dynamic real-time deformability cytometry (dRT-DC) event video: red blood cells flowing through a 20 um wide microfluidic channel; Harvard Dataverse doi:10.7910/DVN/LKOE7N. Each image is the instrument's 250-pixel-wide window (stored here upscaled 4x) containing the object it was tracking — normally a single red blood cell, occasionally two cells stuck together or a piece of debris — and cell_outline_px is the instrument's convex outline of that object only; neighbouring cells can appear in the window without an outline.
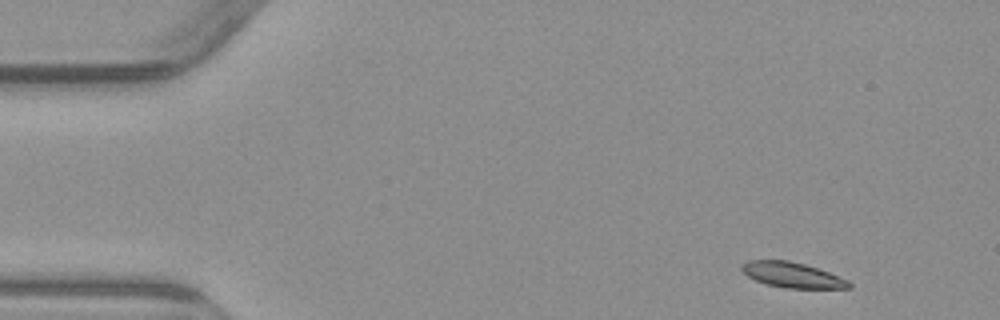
{"species": "common noctule bat (a hibernating species)", "species_latin": "Nyctalus noctula", "temperature_condition": "warm", "stored_images_in_passage": 5, "camera_frame_rate_fps": 3000, "um_per_image_px": 0.085, "animal": {"sex": "male", "body_mass_g": 23.1, "forearm_length_mm": 52.7}, "frame": {"image": 1, "passage_image": 1, "time_ms": 0.0, "image_size_px": [1000, 320], "cell_outline_px": [[852, 288], [784, 288], [764, 284], [748, 276], [740, 268], [740, 264], [748, 260], [788, 260], [804, 264], [828, 272], [848, 280], [852, 284]], "centroid_in_image_um": [67.31, 23.37], "position_along_channel_um": 17.7, "area_um2": 15.84}}